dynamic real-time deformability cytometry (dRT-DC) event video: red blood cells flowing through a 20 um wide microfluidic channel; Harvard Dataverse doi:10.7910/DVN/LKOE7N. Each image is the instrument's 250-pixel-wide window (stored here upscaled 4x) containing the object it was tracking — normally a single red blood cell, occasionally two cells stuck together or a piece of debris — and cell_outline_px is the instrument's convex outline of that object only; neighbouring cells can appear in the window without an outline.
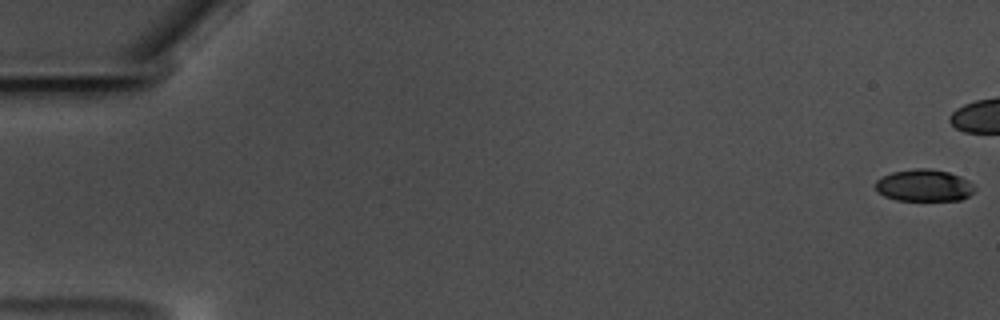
{"species": "common noctule bat (a hibernating species)", "species_latin": "Nyctalus noctula", "temperature_condition": "warm", "stored_images_in_passage": 48, "camera_frame_rate_fps": 3000, "um_per_image_px": 0.085, "animal": {"sex": "male", "body_mass_g": 17.5, "forearm_length_mm": 52.3}, "frame": {"image": 1, "passage_image": 1, "time_ms": 0.0, "image_size_px": [1000, 320], "cell_outline_px": [[976, 188], [968, 196], [960, 200], [896, 200], [884, 196], [876, 192], [876, 180], [880, 176], [892, 172], [912, 168], [928, 168], [948, 172], [960, 176], [968, 180]], "centroid_in_image_um": [78.51, 15.75], "position_along_channel_um": 6.5, "area_um2": 18.61}}
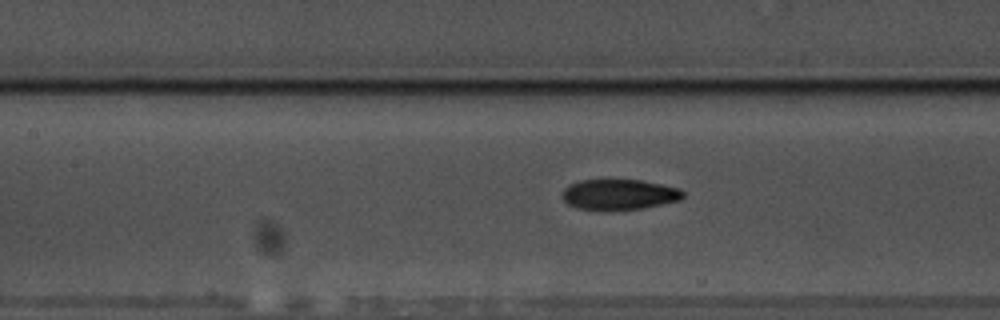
{"frame": {"image": 2, "passage_image": 28, "time_ms": 9.0, "image_size_px": [1000, 320], "cell_outline_px": [[684, 196], [680, 200], [644, 208], [604, 212], [576, 208], [568, 204], [564, 200], [564, 188], [568, 184], [580, 180], [640, 180], [680, 188], [684, 192]], "centroid_in_image_um": [52.62, 16.56], "position_along_channel_um": 154.8, "area_um2": 21.85}}
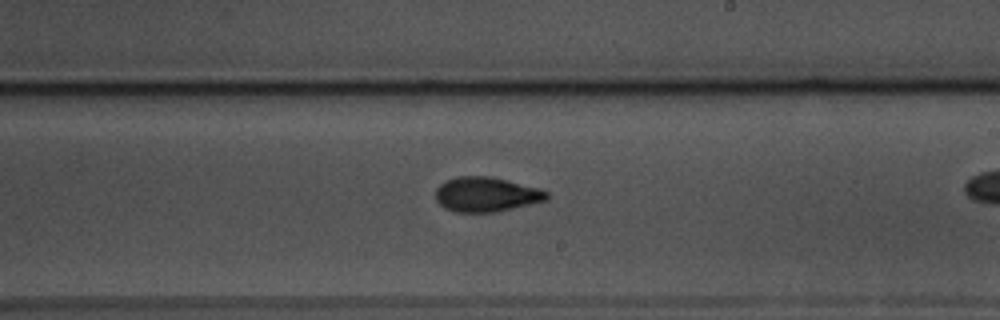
{"frame": {"image": 3, "passage_image": 36, "time_ms": 11.667, "image_size_px": [1000, 320], "cell_outline_px": [[548, 200], [496, 212], [456, 212], [444, 208], [436, 200], [436, 188], [444, 180], [456, 176], [488, 176], [540, 188], [548, 192]], "centroid_in_image_um": [41.31, 16.52], "position_along_channel_um": 247.7, "area_um2": 22.54}}